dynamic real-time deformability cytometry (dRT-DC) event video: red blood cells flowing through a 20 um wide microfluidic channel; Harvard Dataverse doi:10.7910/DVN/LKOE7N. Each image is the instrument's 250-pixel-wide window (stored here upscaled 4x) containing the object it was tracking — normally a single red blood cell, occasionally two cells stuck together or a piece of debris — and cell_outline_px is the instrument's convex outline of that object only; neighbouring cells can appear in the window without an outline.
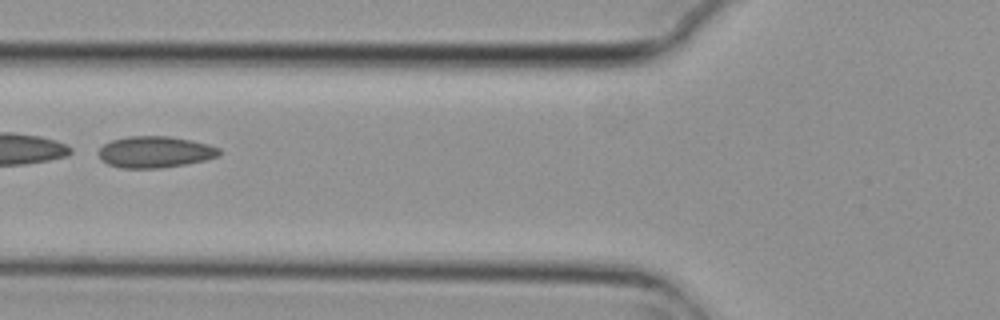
{"species": "common noctule bat (a hibernating species)", "species_latin": "Nyctalus noctula", "temperature_condition": "cold", "stored_images_in_passage": 4, "camera_frame_rate_fps": 3000, "um_per_image_px": 0.085, "animal": {"sex": "female", "body_mass_g": 29.2, "forearm_length_mm": 56.3}, "frame": {"image": 1, "passage_image": 4, "time_ms": 1.0, "image_size_px": [1000, 320], "cell_outline_px": [[220, 152], [216, 156], [204, 160], [184, 164], [160, 168], [120, 168], [108, 164], [100, 156], [100, 148], [104, 144], [112, 140], [128, 136], [168, 136], [192, 140], [208, 144], [220, 148]], "centroid_in_image_um": [13.18, 12.91], "position_along_channel_um": 112.6, "area_um2": 21.85}}